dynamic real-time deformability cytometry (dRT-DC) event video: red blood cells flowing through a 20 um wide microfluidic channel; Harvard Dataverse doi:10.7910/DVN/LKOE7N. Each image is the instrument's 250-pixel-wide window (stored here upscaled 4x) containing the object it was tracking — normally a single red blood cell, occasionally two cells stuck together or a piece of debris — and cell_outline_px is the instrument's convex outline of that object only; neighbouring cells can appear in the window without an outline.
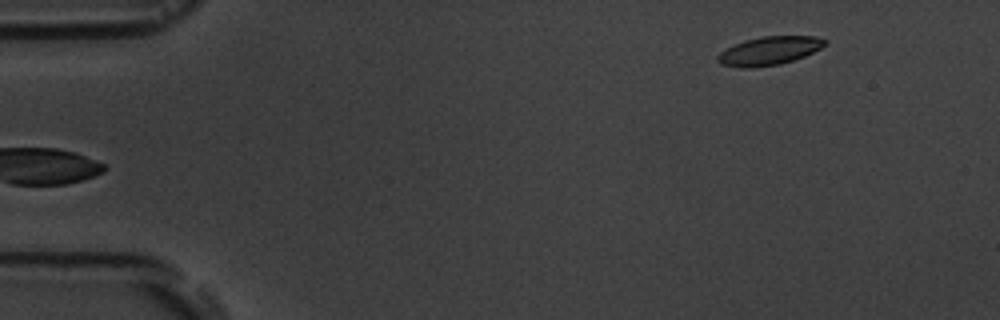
{"species": "common noctule bat (a hibernating species)", "species_latin": "Nyctalus noctula", "temperature_condition": "room temperature", "stored_images_in_passage": 6, "segment_of_instrument_passage": [2, 2], "camera_frame_rate_fps": 3000, "um_per_image_px": 0.085, "animal": {"sex": "male", "body_mass_g": 19.5, "forearm_length_mm": 54.6}, "frame": {"image": 1, "passage_image": 6, "time_ms": 5.667, "image_size_px": [1000, 320], "cell_outline_px": [[828, 44], [804, 56], [780, 64], [752, 68], [740, 68], [720, 64], [716, 60], [716, 56], [720, 52], [744, 40], [760, 36], [816, 36], [828, 40]], "centroid_in_image_um": [65.38, 4.32], "position_along_channel_um": 19.6, "area_um2": 17.86}}